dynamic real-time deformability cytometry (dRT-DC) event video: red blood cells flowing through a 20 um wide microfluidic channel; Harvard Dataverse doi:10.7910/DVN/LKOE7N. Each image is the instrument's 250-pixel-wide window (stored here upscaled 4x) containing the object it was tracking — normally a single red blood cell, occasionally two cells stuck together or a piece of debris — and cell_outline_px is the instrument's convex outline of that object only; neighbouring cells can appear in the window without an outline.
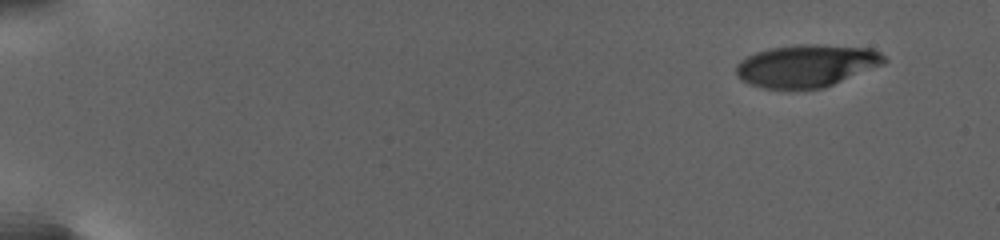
{"species": "human", "species_latin": "Homo sapiens", "temperature_condition": "warm", "stored_images_in_passage": 17, "camera_frame_rate_fps": 3000, "um_per_image_px": 0.085, "donor": {"sex": "female"}, "frame": {"image": 1, "passage_image": 1, "time_ms": 0.0, "image_size_px": [1000, 240], "cell_outline_px": [[888, 60], [884, 64], [824, 88], [764, 88], [748, 84], [740, 80], [736, 76], [736, 64], [740, 60], [756, 52], [768, 48], [796, 44], [816, 44], [872, 48], [880, 52]], "centroid_in_image_um": [68.55, 5.58], "position_along_channel_um": 16.5, "area_um2": 36.82}}